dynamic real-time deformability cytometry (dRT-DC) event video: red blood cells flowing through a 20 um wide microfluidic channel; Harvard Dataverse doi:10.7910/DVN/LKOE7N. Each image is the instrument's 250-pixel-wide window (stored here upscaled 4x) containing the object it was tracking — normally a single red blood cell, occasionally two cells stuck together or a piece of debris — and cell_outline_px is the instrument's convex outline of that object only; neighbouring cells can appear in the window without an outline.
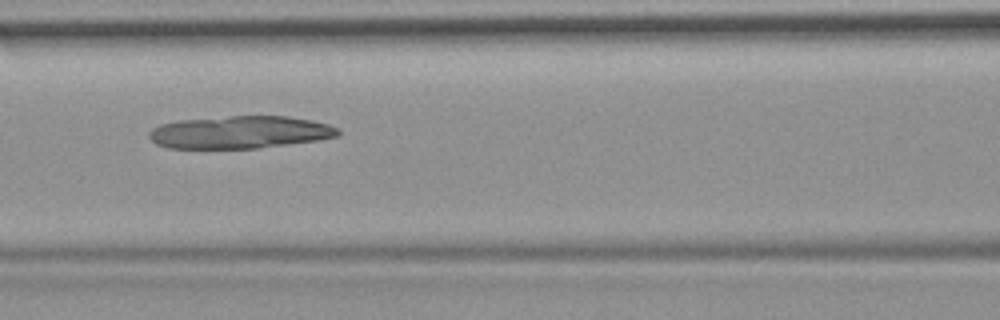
{"species": "common noctule bat (a hibernating species)", "species_latin": "Nyctalus noctula", "temperature_condition": "room temperature", "stored_images_in_passage": 15, "camera_frame_rate_fps": 3000, "um_per_image_px": 0.085, "animal": {"sex": "female", "body_mass_g": 19.9}, "frame": {"image": 1, "passage_image": 7, "time_ms": 2.0, "image_size_px": [1000, 320], "cell_outline_px": [[340, 136], [320, 140], [256, 148], [168, 148], [156, 144], [148, 136], [148, 132], [152, 128], [160, 124], [180, 120], [228, 116], [288, 116], [312, 120], [328, 124], [336, 128], [340, 132]], "centroid_in_image_um": [20.4, 11.24], "position_along_channel_um": 146.2, "area_um2": 35.89}}